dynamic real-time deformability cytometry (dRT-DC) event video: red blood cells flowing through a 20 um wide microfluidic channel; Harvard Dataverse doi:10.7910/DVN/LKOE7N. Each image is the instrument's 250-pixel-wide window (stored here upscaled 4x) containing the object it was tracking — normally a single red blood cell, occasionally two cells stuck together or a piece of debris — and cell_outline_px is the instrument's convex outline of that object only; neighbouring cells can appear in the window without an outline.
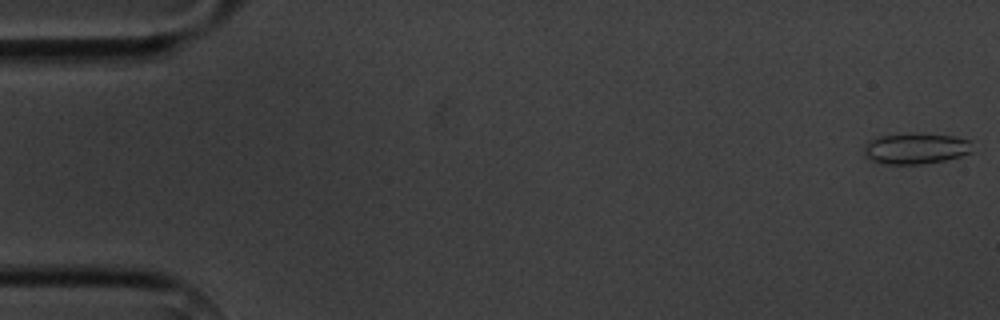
{"species": "common noctule bat (a hibernating species)", "species_latin": "Nyctalus noctula", "temperature_condition": "cold", "stored_images_in_passage": 6, "camera_frame_rate_fps": 3000, "um_per_image_px": 0.085, "animal": {"sex": "male", "body_mass_g": 20.1, "forearm_length_mm": 53.5}, "frame": {"image": 1, "passage_image": 1, "time_ms": 0.0, "image_size_px": [1000, 320], "cell_outline_px": [[972, 152], [960, 156], [944, 160], [920, 164], [884, 164], [872, 160], [864, 156], [864, 144], [868, 140], [880, 136], [912, 132], [920, 132], [952, 136], [972, 140]], "centroid_in_image_um": [77.83, 12.6], "position_along_channel_um": 7.2, "area_um2": 19.94}}
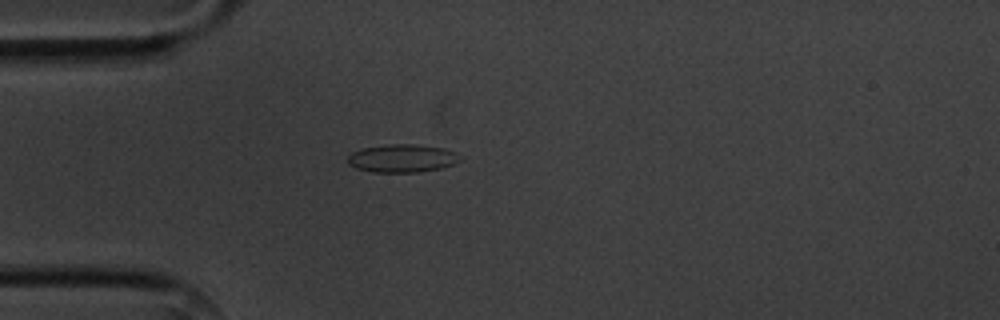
{"frame": {"image": 2, "passage_image": 4, "time_ms": 4.667, "image_size_px": [1000, 320], "cell_outline_px": [[460, 160], [452, 164], [440, 168], [420, 172], [372, 172], [356, 168], [348, 164], [348, 156], [352, 152], [360, 148], [388, 144], [412, 144], [444, 148], [456, 152], [460, 156]], "centroid_in_image_um": [34.16, 13.45], "position_along_channel_um": 50.8, "area_um2": 18.38}}